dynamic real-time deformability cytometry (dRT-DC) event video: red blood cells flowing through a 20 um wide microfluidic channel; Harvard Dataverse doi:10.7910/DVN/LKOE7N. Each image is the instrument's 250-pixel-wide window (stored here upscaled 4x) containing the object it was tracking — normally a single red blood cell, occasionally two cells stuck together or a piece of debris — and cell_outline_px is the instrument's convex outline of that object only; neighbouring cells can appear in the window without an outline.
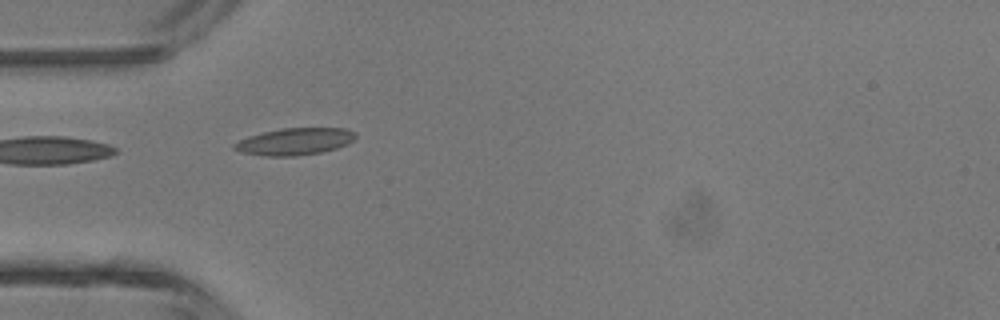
{"species": "common noctule bat (a hibernating species)", "species_latin": "Nyctalus noctula", "temperature_condition": "room temperature", "stored_images_in_passage": 5, "camera_frame_rate_fps": 3000, "um_per_image_px": 0.085, "animal": {"sex": "male", "body_mass_g": 13.3}, "frame": {"image": 1, "passage_image": 4, "time_ms": 1.0, "image_size_px": [1000, 320], "cell_outline_px": [[356, 136], [348, 144], [336, 148], [320, 152], [296, 156], [268, 156], [240, 152], [232, 148], [232, 144], [248, 136], [280, 128], [348, 128], [356, 132]], "centroid_in_image_um": [25.05, 12.02], "position_along_channel_um": 59.9, "area_um2": 19.07}}
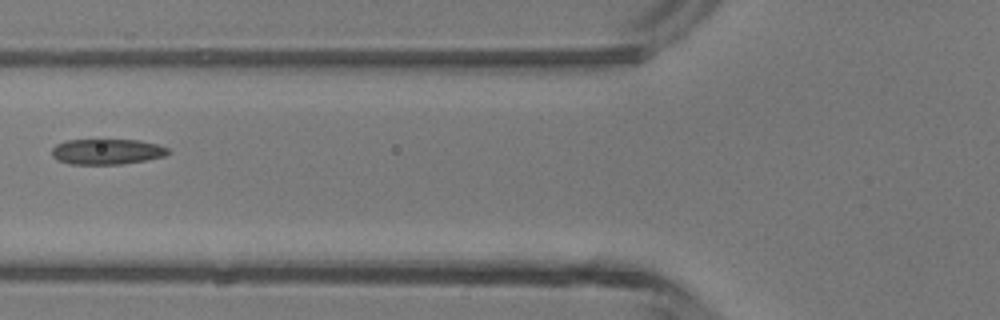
{"frame": {"image": 2, "passage_image": 5, "time_ms": 1.333, "image_size_px": [1000, 320], "cell_outline_px": [[172, 152], [164, 156], [144, 160], [120, 164], [68, 164], [56, 160], [52, 156], [52, 148], [56, 144], [64, 140], [140, 140], [156, 144], [168, 148]], "centroid_in_image_um": [9.05, 12.89], "position_along_channel_um": 116.7, "area_um2": 17.34}}